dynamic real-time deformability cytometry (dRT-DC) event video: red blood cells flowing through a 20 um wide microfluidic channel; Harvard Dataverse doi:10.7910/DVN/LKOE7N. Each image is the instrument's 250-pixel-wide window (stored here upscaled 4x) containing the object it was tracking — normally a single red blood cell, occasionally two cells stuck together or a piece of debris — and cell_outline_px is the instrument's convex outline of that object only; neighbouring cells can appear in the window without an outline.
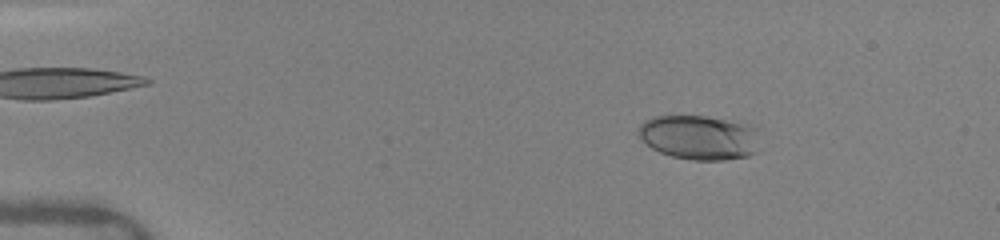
{"species": "human", "species_latin": "Homo sapiens", "temperature_condition": "warm", "stored_images_in_passage": 47, "camera_frame_rate_fps": 3000, "um_per_image_px": 0.085, "donor": {"sex": "female"}, "frame": {"image": 1, "passage_image": 11, "time_ms": 2.333, "image_size_px": [1000, 240], "cell_outline_px": [[760, 152], [748, 156], [724, 160], [692, 160], [672, 156], [660, 152], [652, 148], [640, 136], [640, 124], [644, 120], [652, 116], [704, 116], [756, 124]], "centroid_in_image_um": [59.54, 11.67], "position_along_channel_um": 25.5, "area_um2": 31.91}}
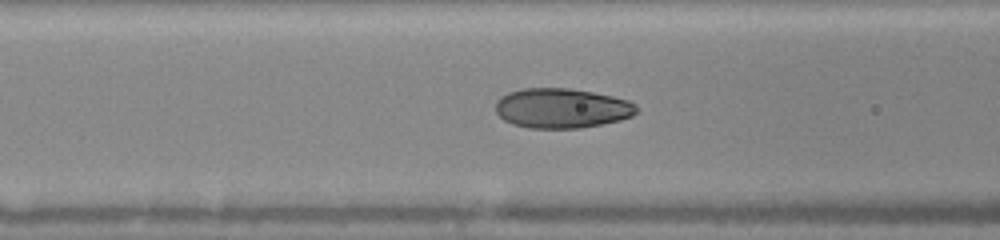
{"frame": {"image": 2, "passage_image": 27, "time_ms": 6.667, "image_size_px": [1000, 240], "cell_outline_px": [[640, 108], [632, 116], [620, 120], [580, 128], [528, 128], [512, 124], [504, 120], [496, 112], [496, 100], [500, 96], [508, 92], [524, 88], [568, 88], [592, 92], [612, 96], [628, 100], [636, 104]], "centroid_in_image_um": [47.74, 9.19], "position_along_channel_um": 118.9, "area_um2": 32.83}}
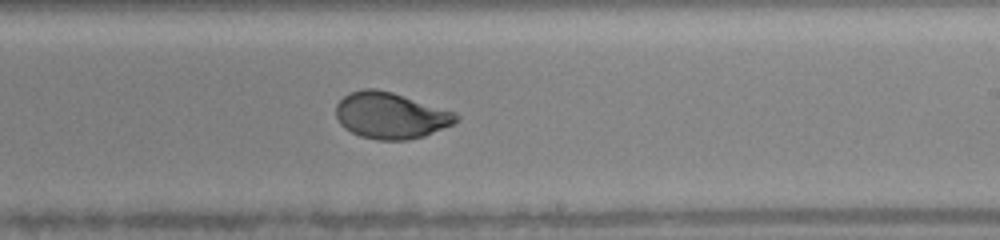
{"frame": {"image": 3, "passage_image": 38, "time_ms": 10.0, "image_size_px": [1000, 240], "cell_outline_px": [[460, 120], [452, 124], [424, 136], [408, 140], [376, 140], [360, 136], [344, 128], [340, 124], [336, 116], [336, 104], [344, 96], [352, 92], [364, 88], [376, 88], [392, 92], [456, 112], [460, 116]], "centroid_in_image_um": [33.21, 9.82], "position_along_channel_um": 255.8, "area_um2": 32.48}}